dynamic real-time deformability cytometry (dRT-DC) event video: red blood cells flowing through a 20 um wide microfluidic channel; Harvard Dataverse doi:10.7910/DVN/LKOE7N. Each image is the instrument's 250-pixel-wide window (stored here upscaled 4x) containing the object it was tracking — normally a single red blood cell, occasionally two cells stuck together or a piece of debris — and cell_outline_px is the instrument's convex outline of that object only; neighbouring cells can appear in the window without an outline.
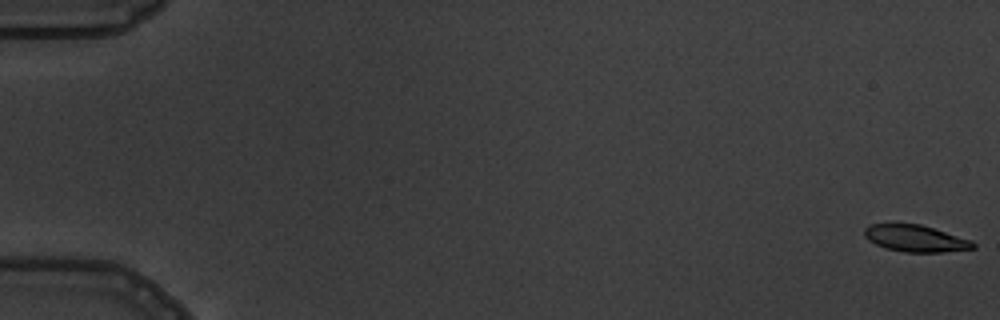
{"species": "common noctule bat (a hibernating species)", "species_latin": "Nyctalus noctula", "temperature_condition": "warm", "stored_images_in_passage": 6, "segment_of_instrument_passage": [1, 2], "camera_frame_rate_fps": 3000, "um_per_image_px": 0.085, "animal": {"sex": "male", "body_mass_g": 19.5, "forearm_length_mm": 54.6}, "frame": {"image": 1, "passage_image": 1, "time_ms": 0.0, "image_size_px": [1000, 320], "cell_outline_px": [[976, 248], [944, 252], [904, 252], [884, 248], [868, 240], [864, 236], [864, 228], [868, 224], [888, 220], [896, 220], [920, 224], [972, 240], [976, 244]], "centroid_in_image_um": [77.72, 20.2], "position_along_channel_um": 7.3, "area_um2": 17.86}}
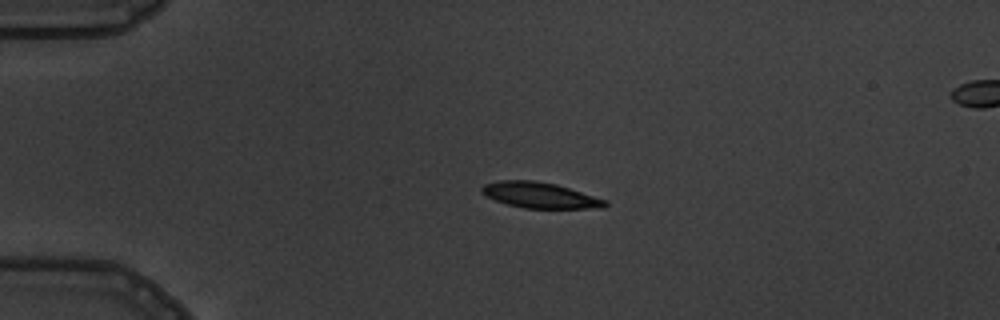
{"frame": {"image": 2, "passage_image": 4, "time_ms": 4.333, "image_size_px": [1000, 320], "cell_outline_px": [[608, 204], [604, 208], [524, 208], [508, 204], [496, 200], [480, 192], [480, 188], [484, 184], [500, 180], [532, 180], [556, 184], [608, 200]], "centroid_in_image_um": [45.91, 16.59], "position_along_channel_um": 39.1, "area_um2": 18.44}}